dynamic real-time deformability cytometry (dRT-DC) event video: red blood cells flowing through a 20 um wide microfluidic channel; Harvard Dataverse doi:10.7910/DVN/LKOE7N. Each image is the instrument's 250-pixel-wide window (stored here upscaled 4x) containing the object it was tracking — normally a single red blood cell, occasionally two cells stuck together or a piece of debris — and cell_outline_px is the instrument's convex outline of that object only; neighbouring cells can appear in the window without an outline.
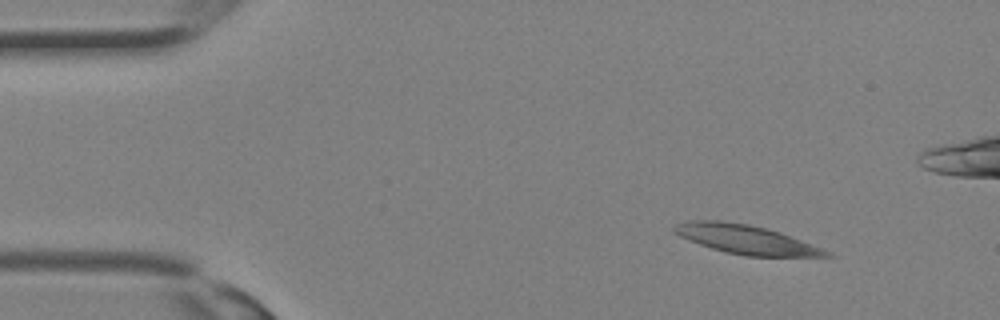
{"species": "Egyptian fruit bat (a non-hibernating species)", "species_latin": "Rousettus aegyptiacus", "temperature_condition": "room temperature", "stored_images_in_passage": 30, "camera_frame_rate_fps": 3000, "um_per_image_px": 0.085, "animal": {"sex": "female"}, "frame": {"image": 1, "passage_image": 1, "time_ms": 0.0, "image_size_px": [1000, 320], "cell_outline_px": [[836, 256], [744, 256], [724, 252], [688, 240], [672, 232], [672, 228], [676, 224], [688, 220], [720, 220], [748, 224], [780, 232], [832, 252]], "centroid_in_image_um": [63.37, 20.35], "position_along_channel_um": 21.6, "area_um2": 25.61}}
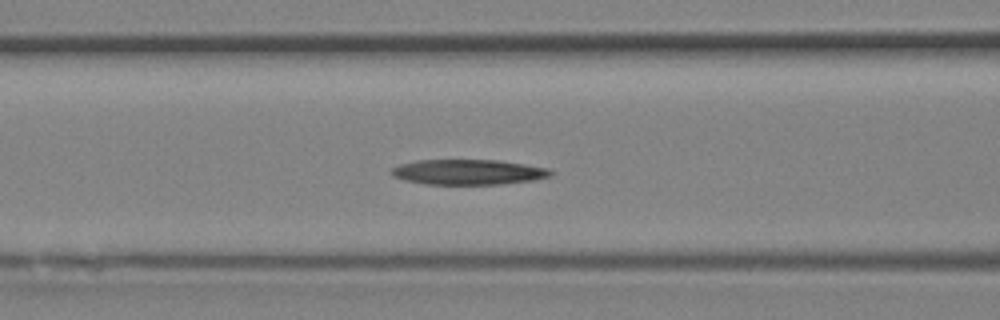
{"frame": {"image": 2, "passage_image": 10, "time_ms": 3.0, "image_size_px": [1000, 320], "cell_outline_px": [[552, 176], [536, 180], [504, 184], [424, 184], [404, 180], [392, 176], [388, 172], [388, 168], [400, 164], [416, 160], [500, 160], [548, 168], [552, 172]], "centroid_in_image_um": [39.76, 14.62], "position_along_channel_um": 126.8, "area_um2": 23.76}}
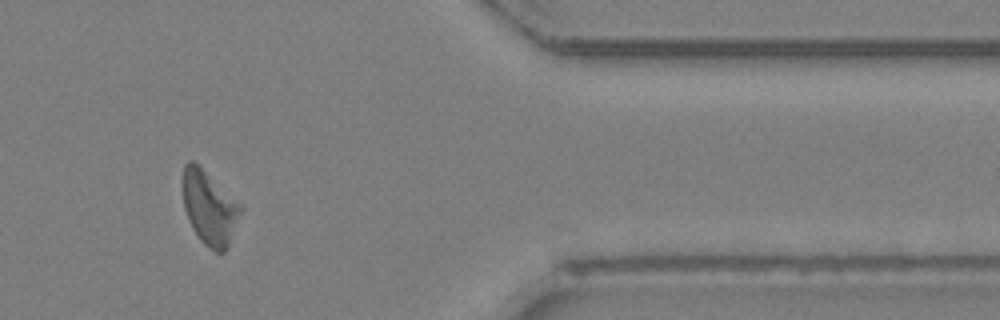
{"frame": {"image": 3, "passage_image": 24, "time_ms": 7.667, "image_size_px": [1000, 320], "cell_outline_px": [[244, 208], [228, 248], [224, 252], [216, 252], [208, 248], [200, 240], [192, 228], [188, 220], [184, 208], [184, 164], [188, 160], [192, 160], [240, 204]], "centroid_in_image_um": [17.83, 17.74], "position_along_channel_um": 393.6, "area_um2": 24.51}}